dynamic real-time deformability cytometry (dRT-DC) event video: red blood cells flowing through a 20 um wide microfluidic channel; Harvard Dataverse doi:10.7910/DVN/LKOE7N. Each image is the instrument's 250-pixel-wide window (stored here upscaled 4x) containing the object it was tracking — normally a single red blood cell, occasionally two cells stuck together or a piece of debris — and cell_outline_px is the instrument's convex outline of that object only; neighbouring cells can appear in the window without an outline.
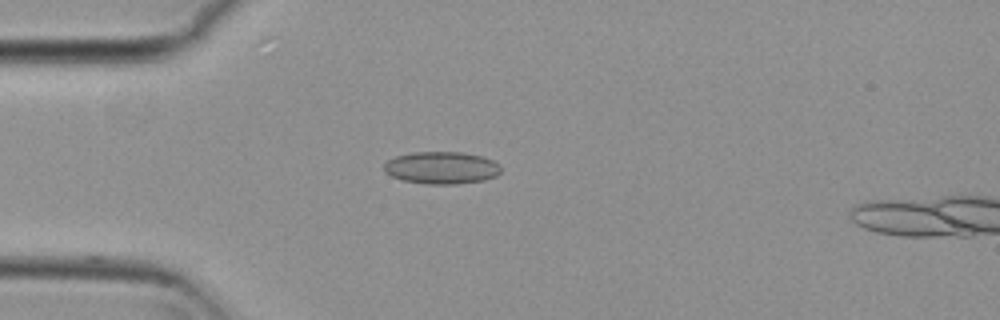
{"species": "common noctule bat (a hibernating species)", "species_latin": "Nyctalus noctula", "temperature_condition": "cold", "stored_images_in_passage": 5, "camera_frame_rate_fps": 3000, "um_per_image_px": 0.085, "animal": {"sex": "female", "body_mass_g": 29.2, "forearm_length_mm": 56.3}, "frame": {"image": 1, "passage_image": 2, "time_ms": 0.333, "image_size_px": [1000, 320], "cell_outline_px": [[500, 172], [496, 176], [484, 180], [456, 184], [424, 184], [404, 180], [392, 176], [384, 172], [384, 164], [388, 160], [396, 156], [412, 152], [464, 152], [480, 156], [492, 160], [500, 164]], "centroid_in_image_um": [37.53, 14.26], "position_along_channel_um": 47.5, "area_um2": 22.02}}